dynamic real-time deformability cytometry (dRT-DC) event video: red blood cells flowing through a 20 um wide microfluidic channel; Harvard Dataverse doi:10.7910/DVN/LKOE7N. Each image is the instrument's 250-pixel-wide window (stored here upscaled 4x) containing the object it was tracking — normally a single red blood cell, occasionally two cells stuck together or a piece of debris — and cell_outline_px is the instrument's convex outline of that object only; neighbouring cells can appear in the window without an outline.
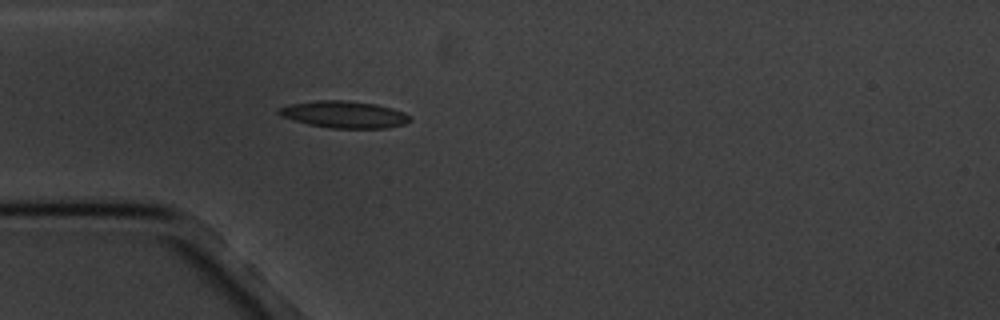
{"species": "common noctule bat (a hibernating species)", "species_latin": "Nyctalus noctula", "temperature_condition": "cold", "stored_images_in_passage": 2, "camera_frame_rate_fps": 3000, "um_per_image_px": 0.085, "animal": {"sex": "male", "body_mass_g": 20.1, "forearm_length_mm": 53.5}, "frame": {"image": 1, "passage_image": 2, "time_ms": 1.333, "image_size_px": [1000, 320], "cell_outline_px": [[412, 120], [404, 124], [388, 128], [332, 128], [308, 124], [292, 120], [280, 116], [276, 112], [280, 108], [288, 104], [316, 100], [344, 100], [376, 104], [392, 108], [404, 112], [412, 116]], "centroid_in_image_um": [29.26, 9.73], "position_along_channel_um": 55.7, "area_um2": 20.75}}